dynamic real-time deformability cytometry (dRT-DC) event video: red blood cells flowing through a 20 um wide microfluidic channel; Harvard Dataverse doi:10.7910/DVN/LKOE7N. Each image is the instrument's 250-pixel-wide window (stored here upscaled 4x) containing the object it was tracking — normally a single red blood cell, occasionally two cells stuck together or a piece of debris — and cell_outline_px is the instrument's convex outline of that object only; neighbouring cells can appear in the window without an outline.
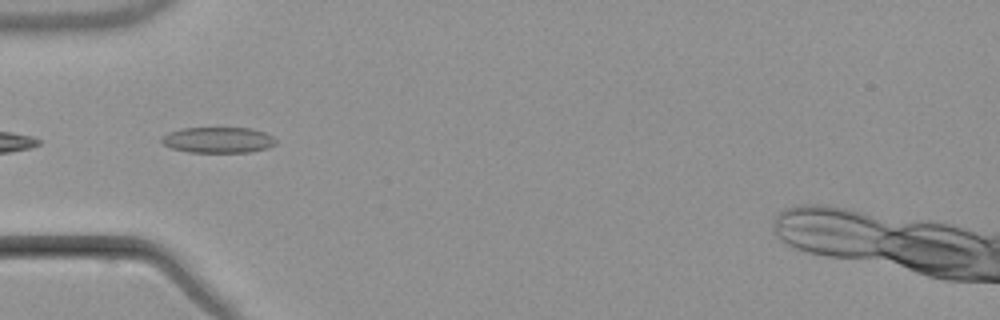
{"species": "common noctule bat (a hibernating species)", "species_latin": "Nyctalus noctula", "temperature_condition": "warm", "stored_images_in_passage": 6, "camera_frame_rate_fps": 3000, "um_per_image_px": 0.085, "animal": {"sex": "male", "body_mass_g": 21.5, "forearm_length_mm": 52.0}, "frame": {"image": 1, "passage_image": 4, "time_ms": 3.667, "image_size_px": [1000, 320], "cell_outline_px": [[276, 144], [268, 148], [248, 152], [188, 152], [172, 148], [164, 144], [160, 140], [160, 136], [168, 132], [180, 128], [252, 128], [264, 132], [272, 136], [276, 140]], "centroid_in_image_um": [18.52, 11.89], "position_along_channel_um": 66.5, "area_um2": 17.28}}
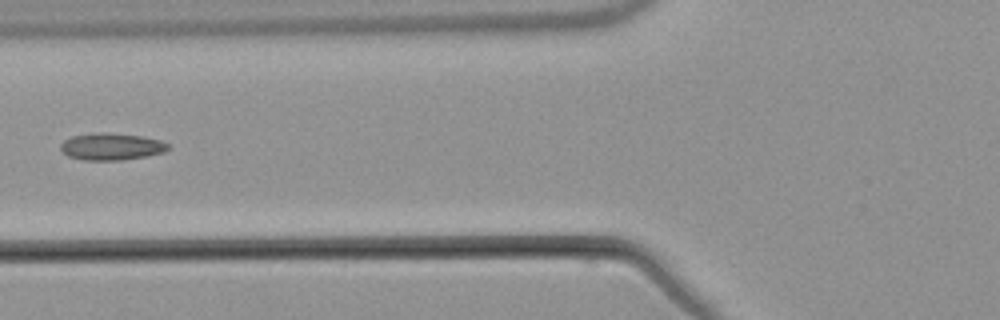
{"frame": {"image": 2, "passage_image": 5, "time_ms": 5.0, "image_size_px": [1000, 320], "cell_outline_px": [[168, 148], [164, 152], [148, 156], [120, 160], [84, 160], [68, 156], [60, 148], [60, 144], [64, 140], [72, 136], [100, 132], [140, 136], [160, 140], [168, 144]], "centroid_in_image_um": [9.46, 12.46], "position_along_channel_um": 116.3, "area_um2": 16.7}}
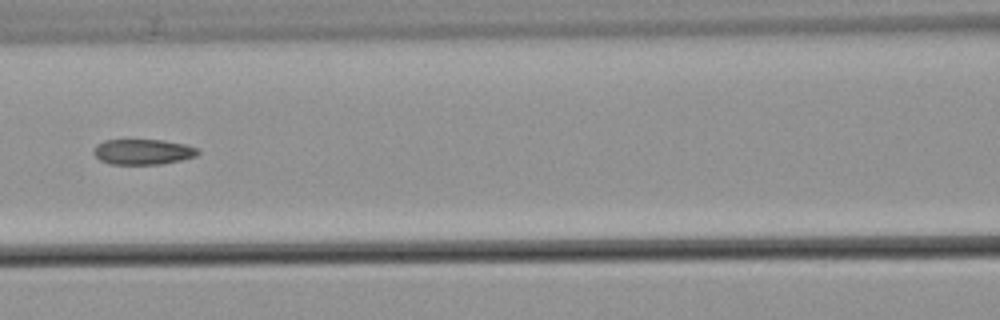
{"frame": {"image": 3, "passage_image": 6, "time_ms": 6.0, "image_size_px": [1000, 320], "cell_outline_px": [[200, 152], [196, 156], [180, 160], [160, 164], [108, 164], [100, 160], [92, 152], [96, 144], [104, 140], [164, 140], [188, 144], [196, 148]], "centroid_in_image_um": [12.14, 12.9], "position_along_channel_um": 154.5, "area_um2": 15.55}}